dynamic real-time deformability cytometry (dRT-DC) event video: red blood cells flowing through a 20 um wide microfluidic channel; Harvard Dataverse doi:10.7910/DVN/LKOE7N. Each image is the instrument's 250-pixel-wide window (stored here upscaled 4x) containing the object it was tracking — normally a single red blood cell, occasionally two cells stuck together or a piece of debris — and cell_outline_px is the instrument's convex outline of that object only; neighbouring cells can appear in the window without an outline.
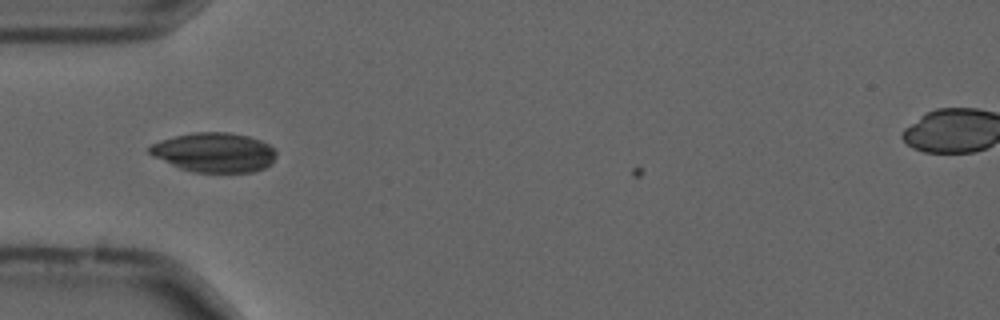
{"species": "common noctule bat (a hibernating species)", "species_latin": "Nyctalus noctula", "temperature_condition": "cold", "stored_images_in_passage": 33, "camera_frame_rate_fps": 3000, "um_per_image_px": 0.085, "animal": {"sex": "male", "forearm_length_mm": 52.5}, "frame": {"image": 1, "passage_image": 6, "time_ms": 1.667, "image_size_px": [1000, 320], "cell_outline_px": [[276, 156], [272, 164], [264, 168], [252, 172], [192, 172], [180, 168], [152, 156], [148, 152], [148, 148], [152, 144], [160, 140], [176, 136], [196, 132], [228, 132], [248, 136], [260, 140], [276, 148]], "centroid_in_image_um": [18.24, 12.96], "position_along_channel_um": 66.8, "area_um2": 29.25}}
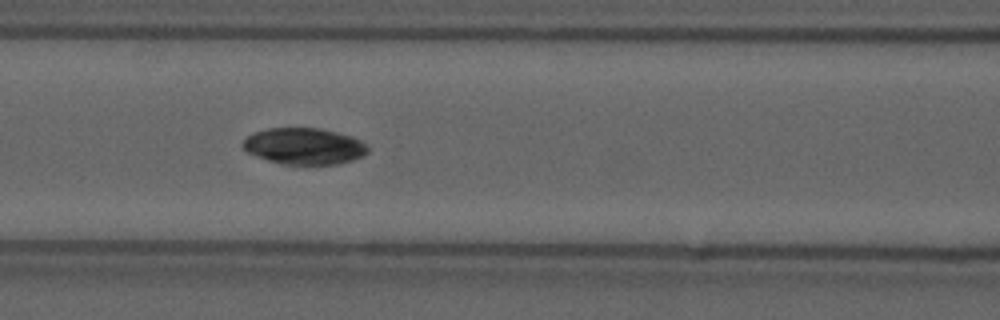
{"frame": {"image": 2, "passage_image": 12, "time_ms": 3.667, "image_size_px": [1000, 320], "cell_outline_px": [[368, 152], [364, 156], [352, 160], [336, 164], [280, 164], [256, 156], [248, 152], [240, 144], [252, 132], [268, 128], [320, 128], [352, 136], [360, 140], [368, 148]], "centroid_in_image_um": [25.84, 12.42], "position_along_channel_um": 140.8, "area_um2": 26.53}}
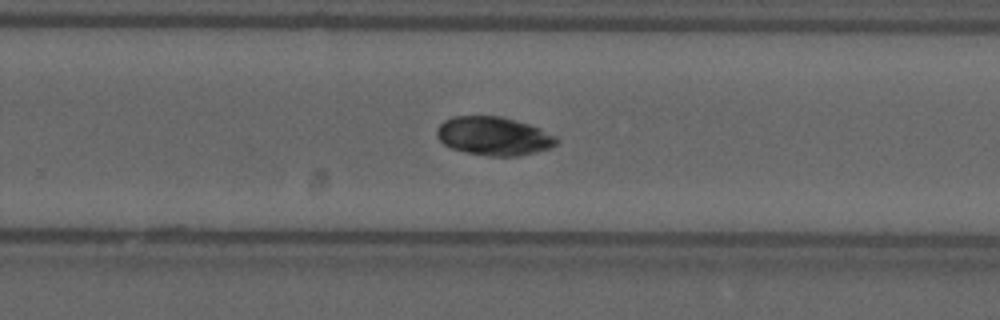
{"frame": {"image": 3, "passage_image": 24, "time_ms": 7.667, "image_size_px": [1000, 320], "cell_outline_px": [[560, 140], [552, 148], [520, 156], [488, 156], [468, 152], [452, 148], [444, 144], [436, 136], [436, 128], [444, 120], [452, 116], [500, 116], [528, 124], [540, 128], [556, 136]], "centroid_in_image_um": [41.98, 11.57], "position_along_channel_um": 287.8, "area_um2": 26.99}}